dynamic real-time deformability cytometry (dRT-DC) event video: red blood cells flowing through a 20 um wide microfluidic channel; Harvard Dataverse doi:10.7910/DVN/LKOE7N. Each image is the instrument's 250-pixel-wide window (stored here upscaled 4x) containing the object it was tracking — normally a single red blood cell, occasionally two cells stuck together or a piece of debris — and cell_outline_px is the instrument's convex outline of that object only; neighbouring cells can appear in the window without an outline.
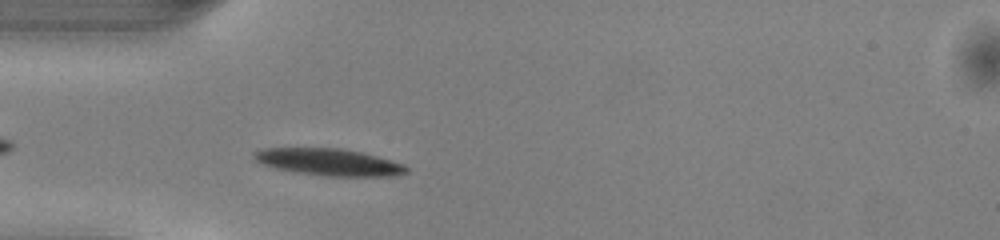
{"species": "common noctule bat (a hibernating species)", "species_latin": "Nyctalus noctula", "temperature_condition": "warm", "stored_images_in_passage": 37, "camera_frame_rate_fps": 3000, "um_per_image_px": 0.085, "animal": {"sex": "male", "body_mass_g": 13.0, "forearm_length_mm": 53.1}, "frame": {"image": 1, "passage_image": 3, "time_ms": 0.667, "image_size_px": [1000, 240], "cell_outline_px": [[408, 172], [396, 176], [320, 176], [292, 172], [276, 168], [264, 164], [256, 160], [252, 156], [252, 152], [264, 148], [340, 148], [360, 152], [376, 156], [404, 164], [408, 168]], "centroid_in_image_um": [27.94, 13.78], "position_along_channel_um": 57.1, "area_um2": 23.99}}
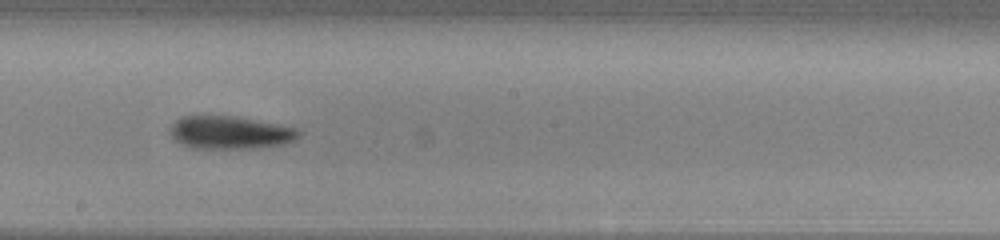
{"frame": {"image": 2, "passage_image": 16, "time_ms": 5.0, "image_size_px": [1000, 240], "cell_outline_px": [[304, 132], [296, 140], [284, 144], [260, 148], [192, 148], [176, 140], [168, 132], [168, 128], [180, 116], [232, 116], [276, 124], [296, 128]], "centroid_in_image_um": [19.57, 11.27], "position_along_channel_um": 228.6, "area_um2": 24.68}}
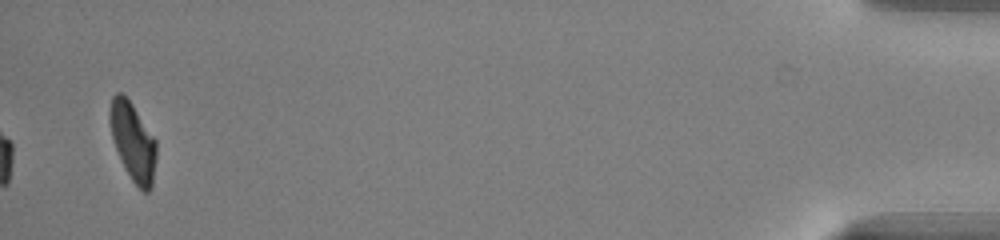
{"frame": {"image": 3, "passage_image": 37, "time_ms": 12.0, "image_size_px": [1000, 240], "cell_outline_px": [[156, 160], [152, 188], [148, 192], [144, 192], [132, 180], [124, 168], [116, 148], [112, 136], [108, 120], [108, 112], [112, 96], [116, 92], [120, 92], [132, 104], [156, 140]], "centroid_in_image_um": [11.29, 12.04], "position_along_channel_um": 423.9, "area_um2": 21.15}, "authors_computed_cell_mechanics": {"area_um2": 23.8714, "velocity_mm_per_s": 4.0712, "shape_relaxation_time_tau1_ms": 2.8355, "shape_relaxation_time_tau2_ms": 5.9966, "deformation_change_tau1": 0.1358, "deformation_change_tau2": 0.1517}}